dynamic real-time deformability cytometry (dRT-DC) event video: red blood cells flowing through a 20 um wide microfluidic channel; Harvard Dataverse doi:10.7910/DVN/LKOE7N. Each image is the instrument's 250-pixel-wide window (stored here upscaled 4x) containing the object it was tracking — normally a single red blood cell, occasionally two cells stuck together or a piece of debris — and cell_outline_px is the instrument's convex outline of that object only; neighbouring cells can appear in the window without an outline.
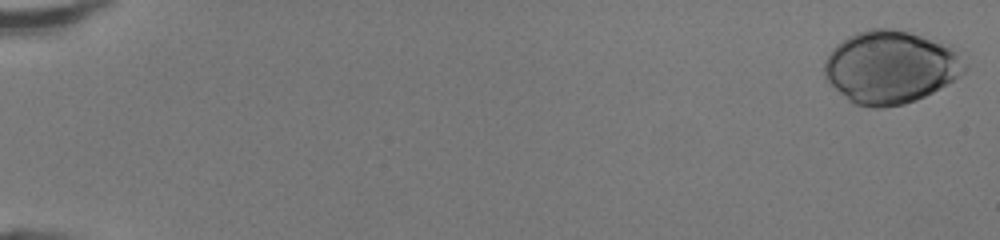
{"species": "human", "species_latin": "Homo sapiens", "temperature_condition": "room temperature", "stored_images_in_passage": 49, "camera_frame_rate_fps": 3000, "um_per_image_px": 0.085, "donor": {"sex": "female"}, "frame": {"image": 1, "passage_image": 1, "time_ms": 0.0, "image_size_px": [1000, 240], "cell_outline_px": [[968, 68], [960, 76], [948, 84], [916, 100], [904, 104], [884, 108], [872, 108], [856, 104], [848, 100], [824, 76], [824, 60], [832, 48], [836, 44], [848, 36], [856, 32], [868, 28], [892, 28], [908, 32], [952, 44], [968, 64]], "centroid_in_image_um": [75.74, 5.68], "position_along_channel_um": 9.3, "area_um2": 60.17}}
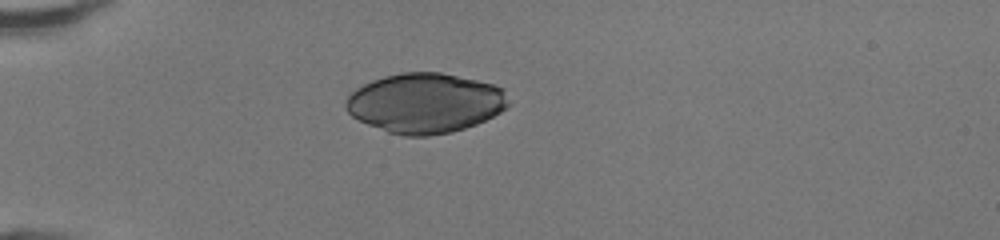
{"frame": {"image": 2, "passage_image": 15, "time_ms": 4.667, "image_size_px": [1000, 240], "cell_outline_px": [[508, 108], [476, 124], [452, 132], [428, 136], [404, 136], [388, 132], [368, 124], [352, 116], [348, 112], [344, 104], [348, 96], [356, 88], [372, 80], [384, 76], [404, 72], [440, 72], [476, 80], [492, 84], [504, 88], [508, 104]], "centroid_in_image_um": [36.13, 8.76], "position_along_channel_um": 48.9, "area_um2": 56.53}}